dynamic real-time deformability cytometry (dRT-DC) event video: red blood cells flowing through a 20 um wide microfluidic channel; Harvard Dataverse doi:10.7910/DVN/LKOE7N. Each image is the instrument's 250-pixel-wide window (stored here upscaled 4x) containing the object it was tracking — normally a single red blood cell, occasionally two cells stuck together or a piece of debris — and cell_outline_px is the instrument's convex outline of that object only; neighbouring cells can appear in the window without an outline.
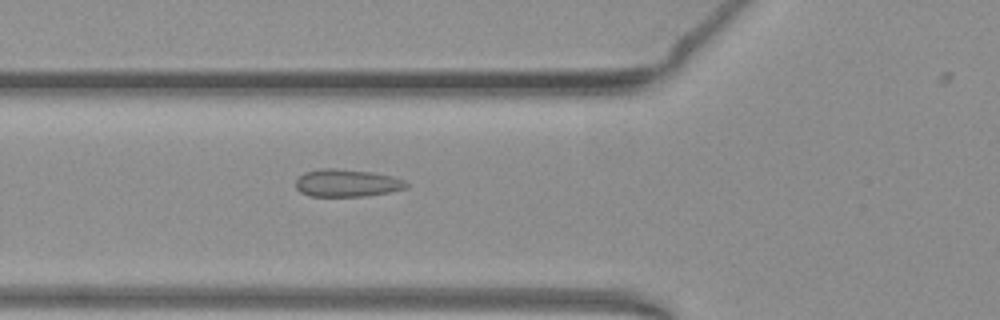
{"species": "common noctule bat (a hibernating species)", "species_latin": "Nyctalus noctula", "temperature_condition": "warm", "stored_images_in_passage": 33, "camera_frame_rate_fps": 3000, "um_per_image_px": 0.085, "animal": {"sex": "female", "body_mass_g": 19.3, "forearm_length_mm": 54.1}, "frame": {"image": 1, "passage_image": 3, "time_ms": 0.667, "image_size_px": [1000, 320], "cell_outline_px": [[408, 188], [388, 192], [364, 196], [308, 196], [300, 192], [296, 188], [296, 180], [304, 172], [320, 168], [336, 168], [372, 172], [392, 176], [404, 180], [408, 184]], "centroid_in_image_um": [29.47, 15.55], "position_along_channel_um": 96.3, "area_um2": 17.8}}
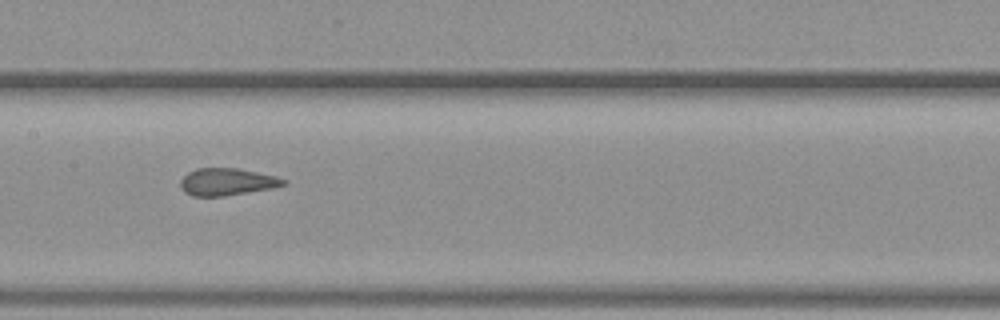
{"frame": {"image": 2, "passage_image": 10, "time_ms": 3.0, "image_size_px": [1000, 320], "cell_outline_px": [[288, 184], [272, 188], [224, 196], [192, 196], [184, 192], [180, 188], [180, 180], [188, 172], [196, 168], [240, 168], [276, 176], [288, 180]], "centroid_in_image_um": [19.3, 15.45], "position_along_channel_um": 188.1, "area_um2": 16.53}}
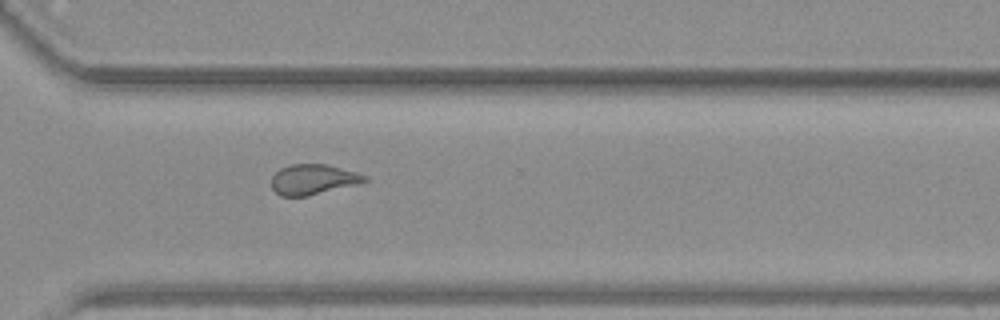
{"frame": {"image": 3, "passage_image": 22, "time_ms": 7.0, "image_size_px": [1000, 320], "cell_outline_px": [[368, 180], [360, 184], [308, 196], [280, 196], [272, 188], [272, 176], [280, 168], [288, 164], [328, 164], [356, 172], [368, 176]], "centroid_in_image_um": [26.64, 15.25], "position_along_channel_um": 344.0, "area_um2": 16.65}, "authors_computed_cell_mechanics": {"area_um2": 16.3574, "velocity_mm_per_s": 3.907, "shape_relaxation_time_tau1_ms": null, "shape_relaxation_time_tau2_ms": 0.605, "deformation_change_tau1": null, "deformation_change_tau2": 0.0828}}